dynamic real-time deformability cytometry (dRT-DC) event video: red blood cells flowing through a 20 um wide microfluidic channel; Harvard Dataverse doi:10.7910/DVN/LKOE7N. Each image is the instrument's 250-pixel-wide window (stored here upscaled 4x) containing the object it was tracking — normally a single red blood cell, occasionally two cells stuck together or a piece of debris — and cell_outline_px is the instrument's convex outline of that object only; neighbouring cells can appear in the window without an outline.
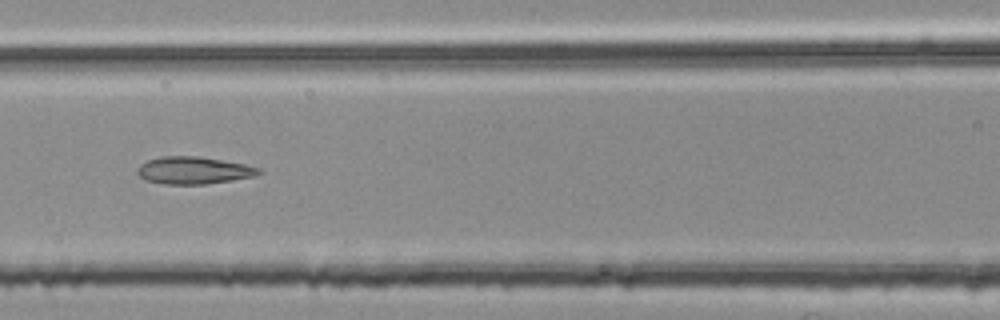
{"species": "common noctule bat (a hibernating species)", "species_latin": "Nyctalus noctula", "temperature_condition": "room temperature", "stored_images_in_passage": 54, "segment_of_instrument_passage": [2, 2], "camera_frame_rate_fps": 3000, "um_per_image_px": 0.085, "animal": {"sex": "female", "body_mass_g": 25.1}, "frame": {"image": 1, "passage_image": 24, "time_ms": 7.667, "image_size_px": [1000, 320], "cell_outline_px": [[260, 172], [252, 176], [232, 180], [204, 184], [164, 184], [144, 180], [136, 172], [140, 164], [148, 160], [160, 156], [200, 156], [244, 164], [260, 168]], "centroid_in_image_um": [16.4, 14.47], "position_along_channel_um": 150.2, "area_um2": 19.19}}
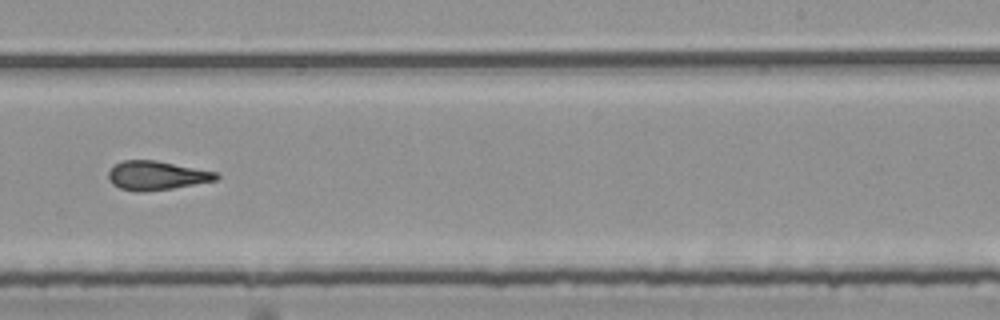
{"frame": {"image": 2, "passage_image": 34, "time_ms": 11.0, "image_size_px": [1000, 320], "cell_outline_px": [[220, 176], [216, 180], [172, 188], [140, 192], [136, 192], [120, 188], [112, 184], [108, 180], [108, 172], [120, 160], [156, 160], [216, 172]], "centroid_in_image_um": [13.27, 14.91], "position_along_channel_um": 275.7, "area_um2": 18.09}}
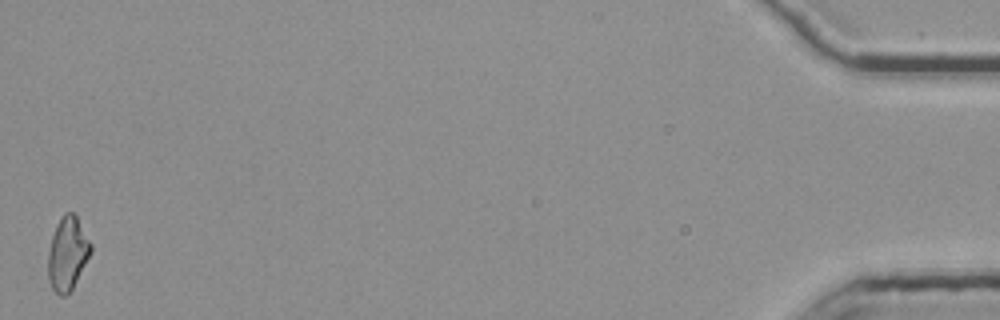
{"frame": {"image": 3, "passage_image": 54, "time_ms": 17.667, "image_size_px": [1000, 320], "cell_outline_px": [[92, 252], [72, 288], [64, 296], [60, 296], [52, 288], [48, 280], [48, 252], [52, 236], [56, 224], [64, 212], [72, 212], [76, 216], [92, 244]], "centroid_in_image_um": [5.74, 21.54], "position_along_channel_um": 429.5, "area_um2": 18.21}}